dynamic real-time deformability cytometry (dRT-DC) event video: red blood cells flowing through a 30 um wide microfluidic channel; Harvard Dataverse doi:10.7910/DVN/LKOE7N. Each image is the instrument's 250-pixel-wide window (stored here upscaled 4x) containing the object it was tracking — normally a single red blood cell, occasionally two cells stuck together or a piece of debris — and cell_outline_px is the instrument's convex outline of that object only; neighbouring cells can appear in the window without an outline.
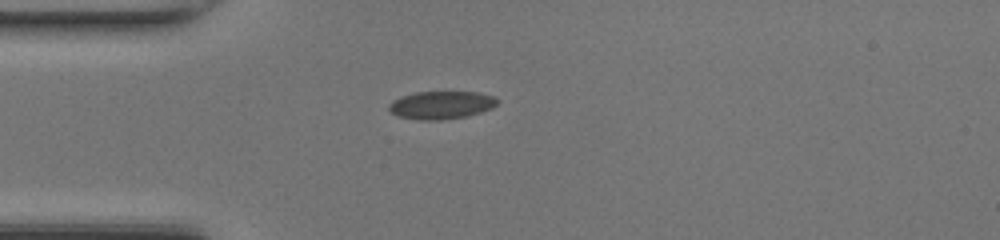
{"species": "common noctule bat (a hibernating species)", "species_latin": "Nyctalus noctula", "temperature_condition": "room temperature", "stored_images_in_passage": 29, "camera_frame_rate_fps": 3000, "um_per_image_px": 0.085, "animal": {"sex": "female", "body_mass_g": 17.0, "forearm_length_mm": 48.0}, "frame": {"image": 1, "passage_image": 1, "time_ms": 0.0, "image_size_px": [1000, 240], "cell_outline_px": [[500, 100], [492, 108], [480, 112], [464, 116], [440, 120], [420, 120], [400, 116], [392, 112], [388, 108], [388, 104], [392, 100], [400, 96], [416, 92], [476, 92], [496, 96]], "centroid_in_image_um": [37.51, 8.91], "position_along_channel_um": 47.5, "area_um2": 17.57}}
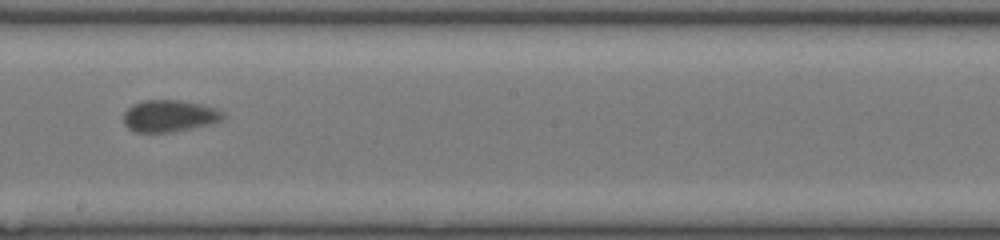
{"frame": {"image": 2, "passage_image": 15, "time_ms": 4.667, "image_size_px": [1000, 240], "cell_outline_px": [[224, 116], [220, 120], [208, 124], [192, 128], [172, 132], [136, 132], [128, 128], [124, 124], [124, 112], [128, 108], [144, 100], [180, 100], [200, 104], [224, 112]], "centroid_in_image_um": [14.36, 9.86], "position_along_channel_um": 233.8, "area_um2": 18.15}}
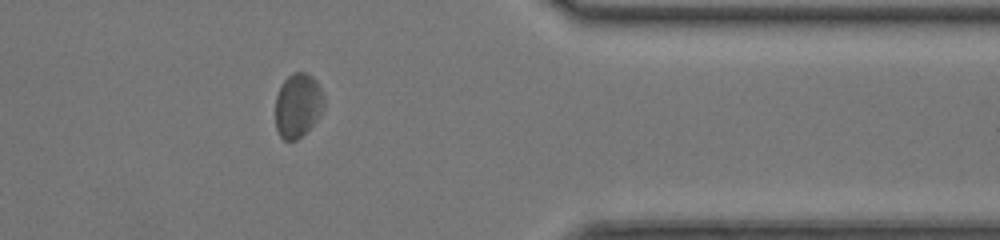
{"frame": {"image": 3, "passage_image": 27, "time_ms": 8.667, "image_size_px": [1000, 240], "cell_outline_px": [[324, 104], [316, 120], [296, 140], [284, 140], [280, 136], [276, 128], [276, 96], [284, 80], [292, 72], [304, 72], [312, 76], [316, 80], [320, 88], [324, 100]], "centroid_in_image_um": [25.3, 8.93], "position_along_channel_um": 386.1, "area_um2": 17.8}, "authors_computed_cell_mechanics": {"area_um2": 18.0336, "velocity_mm_per_s": 4.268, "shape_relaxation_time_tau1_ms": 3.9933, "shape_relaxation_time_tau2_ms": 0.9542, "deformation_change_tau1": 0.0817, "deformation_change_tau2": 0.0495}}